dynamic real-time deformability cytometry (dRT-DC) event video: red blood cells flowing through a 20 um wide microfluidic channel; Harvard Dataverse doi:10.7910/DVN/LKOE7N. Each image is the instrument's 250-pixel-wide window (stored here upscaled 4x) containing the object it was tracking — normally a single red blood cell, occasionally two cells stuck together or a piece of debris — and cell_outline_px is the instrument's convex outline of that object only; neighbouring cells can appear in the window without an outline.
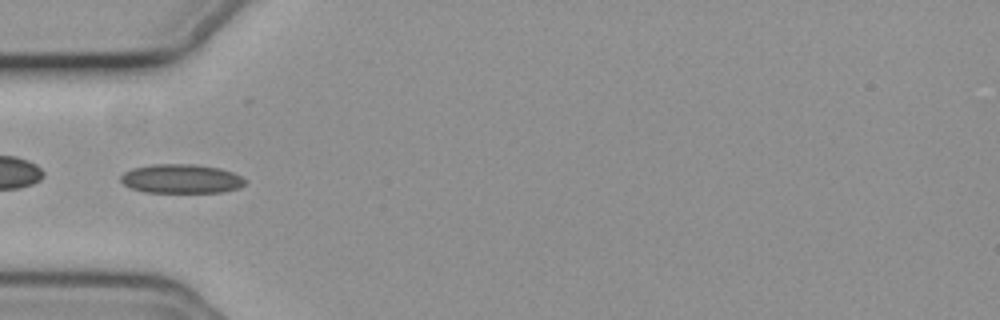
{"species": "common noctule bat (a hibernating species)", "species_latin": "Nyctalus noctula", "temperature_condition": "cold", "stored_images_in_passage": 39, "camera_frame_rate_fps": 3000, "um_per_image_px": 0.085, "animal": {"sex": "female", "body_mass_g": 19.3, "forearm_length_mm": 54.1}, "frame": {"image": 1, "passage_image": 1, "time_ms": 0.0, "image_size_px": [1000, 320], "cell_outline_px": [[244, 184], [240, 188], [220, 192], [144, 192], [132, 188], [124, 184], [120, 180], [120, 176], [124, 172], [132, 168], [152, 164], [196, 164], [220, 168], [232, 172], [240, 176], [244, 180]], "centroid_in_image_um": [15.38, 15.19], "position_along_channel_um": 69.6, "area_um2": 21.04}}
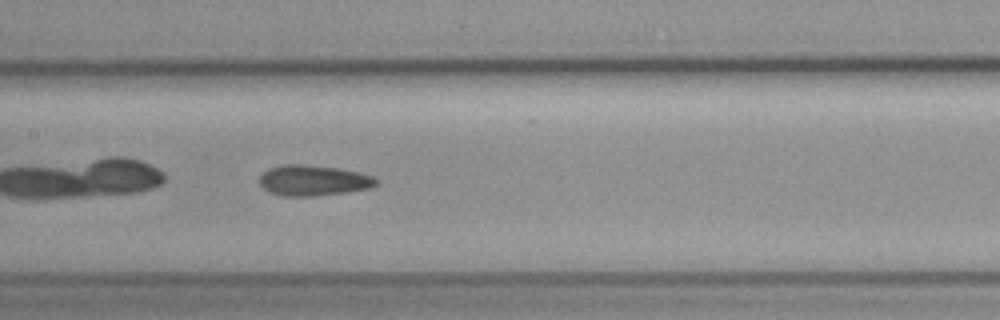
{"frame": {"image": 2, "passage_image": 10, "time_ms": 3.0, "image_size_px": [1000, 320], "cell_outline_px": [[380, 184], [372, 188], [348, 192], [316, 196], [280, 196], [268, 192], [260, 184], [260, 176], [268, 168], [280, 164], [304, 164], [340, 168], [360, 172], [372, 176], [380, 180]], "centroid_in_image_um": [26.68, 15.34], "position_along_channel_um": 180.7, "area_um2": 21.33}}
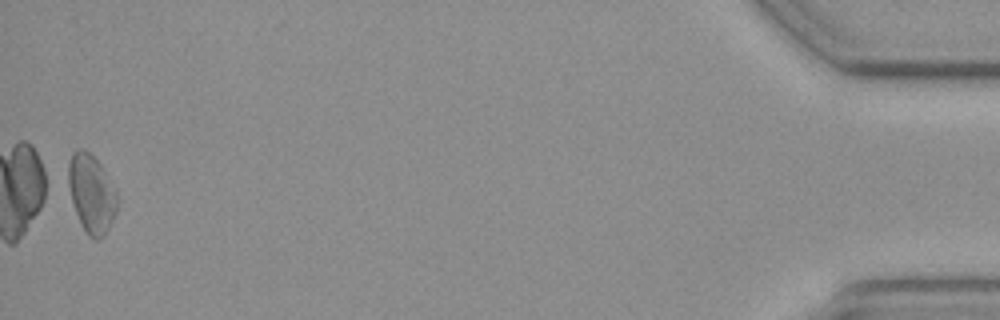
{"frame": {"image": 3, "passage_image": 38, "time_ms": 12.333, "image_size_px": [1000, 320], "cell_outline_px": [[116, 212], [104, 236], [100, 240], [96, 240], [88, 236], [76, 212], [72, 200], [68, 184], [68, 164], [72, 152], [80, 148], [84, 148], [100, 164], [116, 192]], "centroid_in_image_um": [7.75, 16.45], "position_along_channel_um": 427.4, "area_um2": 21.79}, "authors_computed_cell_mechanics": {"area_um2": 20.6346, "velocity_mm_per_s": 3.7081, "shape_relaxation_time_tau1_ms": null, "shape_relaxation_time_tau2_ms": 5.5793, "deformation_change_tau1": null, "deformation_change_tau2": 0.0959}}